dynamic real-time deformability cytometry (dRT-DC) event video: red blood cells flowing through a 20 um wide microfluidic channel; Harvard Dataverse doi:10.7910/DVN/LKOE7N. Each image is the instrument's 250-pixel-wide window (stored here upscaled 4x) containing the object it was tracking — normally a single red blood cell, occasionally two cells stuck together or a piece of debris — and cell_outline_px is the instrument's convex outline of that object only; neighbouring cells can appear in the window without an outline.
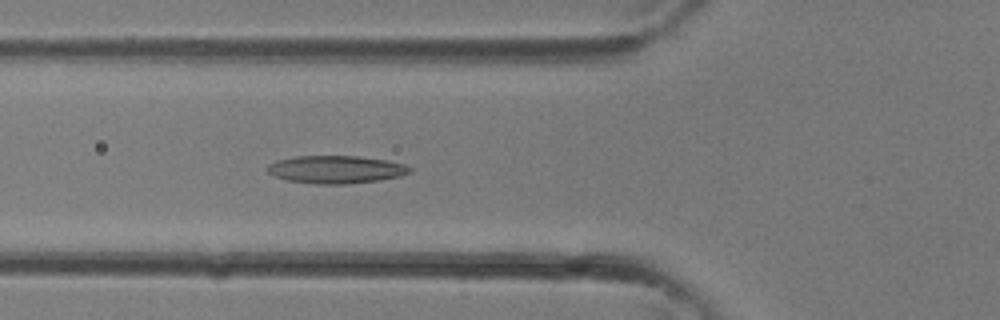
{"species": "common noctule bat (a hibernating species)", "species_latin": "Nyctalus noctula", "temperature_condition": "room temperature", "stored_images_in_passage": 35, "camera_frame_rate_fps": 3000, "um_per_image_px": 0.085, "animal": {"sex": "female"}, "frame": {"image": 1, "passage_image": 12, "time_ms": 3.667, "image_size_px": [1000, 320], "cell_outline_px": [[412, 172], [400, 176], [380, 180], [344, 184], [316, 184], [288, 180], [272, 176], [264, 168], [268, 164], [276, 160], [296, 156], [360, 156], [384, 160], [404, 164], [412, 168]], "centroid_in_image_um": [28.52, 14.4], "position_along_channel_um": 97.3, "area_um2": 23.18}}
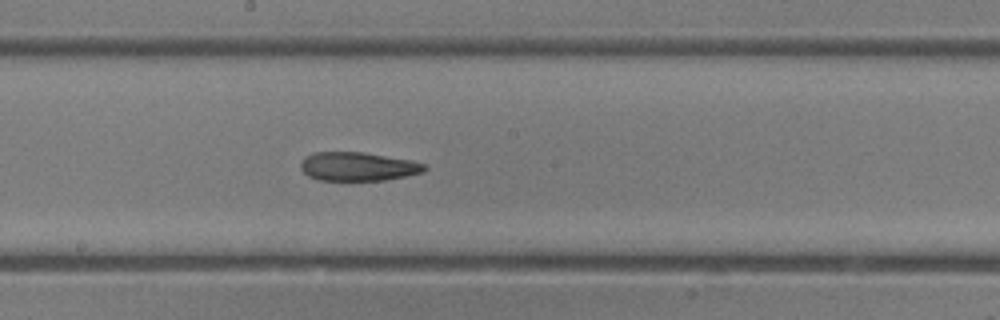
{"frame": {"image": 2, "passage_image": 18, "time_ms": 5.667, "image_size_px": [1000, 320], "cell_outline_px": [[428, 168], [424, 172], [384, 180], [320, 180], [308, 176], [300, 168], [300, 164], [304, 156], [312, 152], [364, 152], [412, 160], [424, 164]], "centroid_in_image_um": [30.41, 14.14], "position_along_channel_um": 217.8, "area_um2": 20.81}}
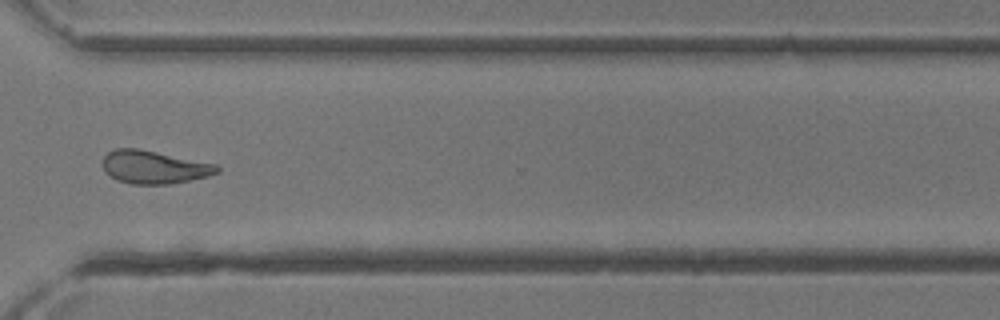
{"frame": {"image": 3, "passage_image": 25, "time_ms": 8.0, "image_size_px": [1000, 320], "cell_outline_px": [[220, 172], [208, 176], [168, 184], [132, 184], [116, 180], [104, 168], [104, 156], [108, 152], [116, 148], [140, 148], [216, 164], [220, 168]], "centroid_in_image_um": [13.12, 14.19], "position_along_channel_um": 357.5, "area_um2": 21.85}}